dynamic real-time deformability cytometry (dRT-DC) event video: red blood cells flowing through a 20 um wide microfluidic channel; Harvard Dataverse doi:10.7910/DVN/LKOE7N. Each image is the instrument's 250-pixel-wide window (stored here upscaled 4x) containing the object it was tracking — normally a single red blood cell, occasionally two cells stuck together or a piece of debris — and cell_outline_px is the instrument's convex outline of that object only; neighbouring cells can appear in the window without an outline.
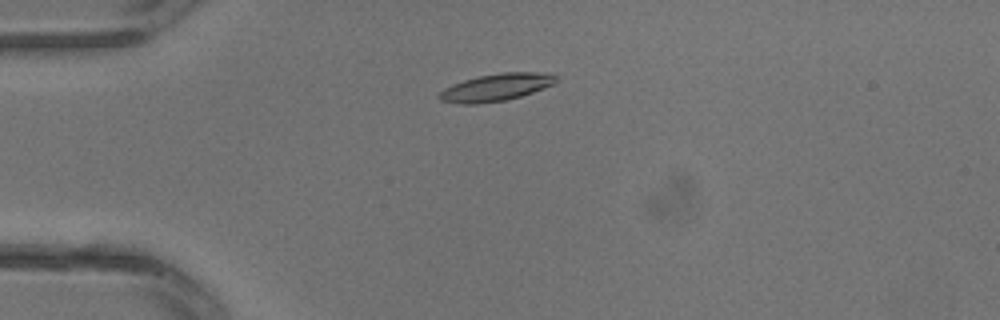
{"species": "common noctule bat (a hibernating species)", "species_latin": "Nyctalus noctula", "temperature_condition": "warm", "stored_images_in_passage": 28, "camera_frame_rate_fps": 3000, "um_per_image_px": 0.085, "animal": {"sex": "male", "body_mass_g": 13.3}, "frame": {"image": 1, "passage_image": 4, "time_ms": 1.0, "image_size_px": [1000, 320], "cell_outline_px": [[556, 80], [552, 84], [544, 88], [520, 96], [504, 100], [476, 104], [460, 104], [440, 100], [436, 96], [444, 88], [452, 84], [464, 80], [480, 76], [500, 72], [548, 72], [556, 76]], "centroid_in_image_um": [42.14, 7.42], "position_along_channel_um": 42.9, "area_um2": 18.5}}
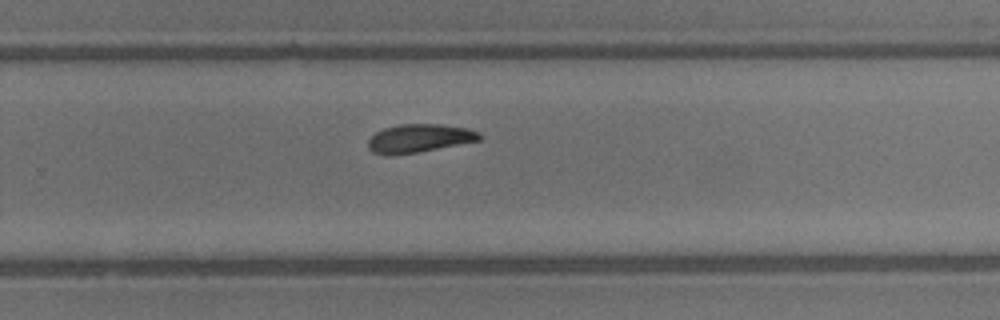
{"frame": {"image": 2, "passage_image": 17, "time_ms": 5.333, "image_size_px": [1000, 320], "cell_outline_px": [[484, 136], [480, 140], [460, 144], [416, 152], [392, 156], [384, 156], [372, 152], [368, 148], [368, 140], [376, 132], [384, 128], [400, 124], [440, 124], [468, 128], [480, 132]], "centroid_in_image_um": [35.63, 11.76], "position_along_channel_um": 294.2, "area_um2": 18.55}}
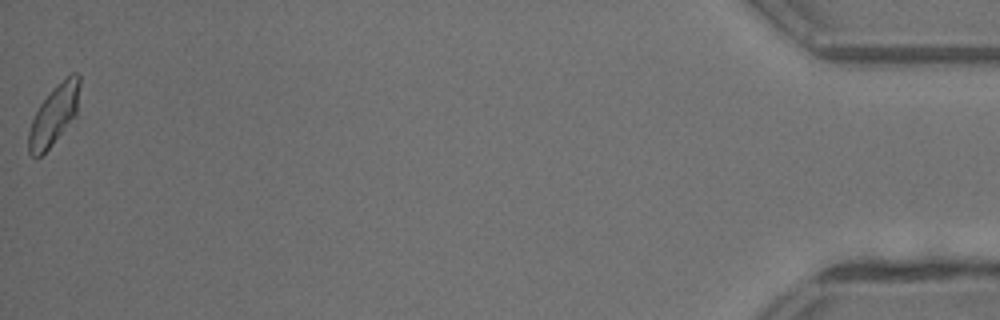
{"frame": {"image": 3, "passage_image": 28, "time_ms": 9.0, "image_size_px": [1000, 320], "cell_outline_px": [[80, 84], [76, 116], [52, 144], [36, 160], [28, 152], [28, 132], [32, 120], [40, 104], [56, 84], [72, 72], [76, 72], [80, 76]], "centroid_in_image_um": [4.59, 9.76], "position_along_channel_um": 430.6, "area_um2": 17.8}}